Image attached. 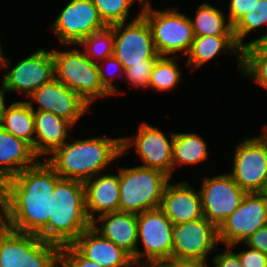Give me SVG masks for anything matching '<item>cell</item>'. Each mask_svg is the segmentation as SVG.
<instances>
[{
    "label": "cell",
    "mask_w": 267,
    "mask_h": 267,
    "mask_svg": "<svg viewBox=\"0 0 267 267\" xmlns=\"http://www.w3.org/2000/svg\"><path fill=\"white\" fill-rule=\"evenodd\" d=\"M61 177L39 160L1 185L0 222L20 233L38 235L48 224L51 196Z\"/></svg>",
    "instance_id": "1"
},
{
    "label": "cell",
    "mask_w": 267,
    "mask_h": 267,
    "mask_svg": "<svg viewBox=\"0 0 267 267\" xmlns=\"http://www.w3.org/2000/svg\"><path fill=\"white\" fill-rule=\"evenodd\" d=\"M121 137L71 139L44 160L61 178L85 182L122 157Z\"/></svg>",
    "instance_id": "2"
},
{
    "label": "cell",
    "mask_w": 267,
    "mask_h": 267,
    "mask_svg": "<svg viewBox=\"0 0 267 267\" xmlns=\"http://www.w3.org/2000/svg\"><path fill=\"white\" fill-rule=\"evenodd\" d=\"M90 226L84 182L60 178L51 196L48 224L38 236L62 247L71 245Z\"/></svg>",
    "instance_id": "3"
},
{
    "label": "cell",
    "mask_w": 267,
    "mask_h": 267,
    "mask_svg": "<svg viewBox=\"0 0 267 267\" xmlns=\"http://www.w3.org/2000/svg\"><path fill=\"white\" fill-rule=\"evenodd\" d=\"M69 50L51 49L55 78L79 94L90 106L101 97L112 96L101 84L98 65L78 45H64Z\"/></svg>",
    "instance_id": "4"
},
{
    "label": "cell",
    "mask_w": 267,
    "mask_h": 267,
    "mask_svg": "<svg viewBox=\"0 0 267 267\" xmlns=\"http://www.w3.org/2000/svg\"><path fill=\"white\" fill-rule=\"evenodd\" d=\"M119 169V211L134 214L160 207L164 189L172 179L165 173L135 165Z\"/></svg>",
    "instance_id": "5"
},
{
    "label": "cell",
    "mask_w": 267,
    "mask_h": 267,
    "mask_svg": "<svg viewBox=\"0 0 267 267\" xmlns=\"http://www.w3.org/2000/svg\"><path fill=\"white\" fill-rule=\"evenodd\" d=\"M0 267H61V247L0 222Z\"/></svg>",
    "instance_id": "6"
},
{
    "label": "cell",
    "mask_w": 267,
    "mask_h": 267,
    "mask_svg": "<svg viewBox=\"0 0 267 267\" xmlns=\"http://www.w3.org/2000/svg\"><path fill=\"white\" fill-rule=\"evenodd\" d=\"M141 15L151 29L155 49L160 56H186L194 40L190 16L178 9H156L148 6L141 9Z\"/></svg>",
    "instance_id": "7"
},
{
    "label": "cell",
    "mask_w": 267,
    "mask_h": 267,
    "mask_svg": "<svg viewBox=\"0 0 267 267\" xmlns=\"http://www.w3.org/2000/svg\"><path fill=\"white\" fill-rule=\"evenodd\" d=\"M10 63L11 60L3 53L0 68V75L3 76L0 81L8 93L20 92L28 99L35 90L55 78L52 50L42 47L14 66ZM3 69H6L5 73H2Z\"/></svg>",
    "instance_id": "8"
},
{
    "label": "cell",
    "mask_w": 267,
    "mask_h": 267,
    "mask_svg": "<svg viewBox=\"0 0 267 267\" xmlns=\"http://www.w3.org/2000/svg\"><path fill=\"white\" fill-rule=\"evenodd\" d=\"M230 176L246 193L267 188V140L260 134L245 137L234 146Z\"/></svg>",
    "instance_id": "9"
},
{
    "label": "cell",
    "mask_w": 267,
    "mask_h": 267,
    "mask_svg": "<svg viewBox=\"0 0 267 267\" xmlns=\"http://www.w3.org/2000/svg\"><path fill=\"white\" fill-rule=\"evenodd\" d=\"M168 137L158 126L147 122L140 124L136 134L121 137L122 155L135 148L141 166L159 170L171 179L173 176L172 145L174 132Z\"/></svg>",
    "instance_id": "10"
},
{
    "label": "cell",
    "mask_w": 267,
    "mask_h": 267,
    "mask_svg": "<svg viewBox=\"0 0 267 267\" xmlns=\"http://www.w3.org/2000/svg\"><path fill=\"white\" fill-rule=\"evenodd\" d=\"M172 260L208 263L216 253L218 228L205 217L173 225ZM216 246V247H215Z\"/></svg>",
    "instance_id": "11"
},
{
    "label": "cell",
    "mask_w": 267,
    "mask_h": 267,
    "mask_svg": "<svg viewBox=\"0 0 267 267\" xmlns=\"http://www.w3.org/2000/svg\"><path fill=\"white\" fill-rule=\"evenodd\" d=\"M173 225L160 208L137 214L136 261H172Z\"/></svg>",
    "instance_id": "12"
},
{
    "label": "cell",
    "mask_w": 267,
    "mask_h": 267,
    "mask_svg": "<svg viewBox=\"0 0 267 267\" xmlns=\"http://www.w3.org/2000/svg\"><path fill=\"white\" fill-rule=\"evenodd\" d=\"M61 45H78L86 36L107 25L92 0H70L49 25Z\"/></svg>",
    "instance_id": "13"
},
{
    "label": "cell",
    "mask_w": 267,
    "mask_h": 267,
    "mask_svg": "<svg viewBox=\"0 0 267 267\" xmlns=\"http://www.w3.org/2000/svg\"><path fill=\"white\" fill-rule=\"evenodd\" d=\"M113 55L121 62L124 70L132 65L144 64V60L158 59L147 20L138 18L113 25Z\"/></svg>",
    "instance_id": "14"
},
{
    "label": "cell",
    "mask_w": 267,
    "mask_h": 267,
    "mask_svg": "<svg viewBox=\"0 0 267 267\" xmlns=\"http://www.w3.org/2000/svg\"><path fill=\"white\" fill-rule=\"evenodd\" d=\"M199 193L204 217L217 228L240 205L246 192L240 188L229 173L202 179Z\"/></svg>",
    "instance_id": "15"
},
{
    "label": "cell",
    "mask_w": 267,
    "mask_h": 267,
    "mask_svg": "<svg viewBox=\"0 0 267 267\" xmlns=\"http://www.w3.org/2000/svg\"><path fill=\"white\" fill-rule=\"evenodd\" d=\"M267 224V195L246 193L239 207L218 228L219 243H243Z\"/></svg>",
    "instance_id": "16"
},
{
    "label": "cell",
    "mask_w": 267,
    "mask_h": 267,
    "mask_svg": "<svg viewBox=\"0 0 267 267\" xmlns=\"http://www.w3.org/2000/svg\"><path fill=\"white\" fill-rule=\"evenodd\" d=\"M28 98L25 101L33 111L51 112L69 121L74 127L91 109V106L79 94L70 90L56 78L43 84Z\"/></svg>",
    "instance_id": "17"
},
{
    "label": "cell",
    "mask_w": 267,
    "mask_h": 267,
    "mask_svg": "<svg viewBox=\"0 0 267 267\" xmlns=\"http://www.w3.org/2000/svg\"><path fill=\"white\" fill-rule=\"evenodd\" d=\"M159 208L174 225L204 217L199 190L186 180L167 183Z\"/></svg>",
    "instance_id": "18"
},
{
    "label": "cell",
    "mask_w": 267,
    "mask_h": 267,
    "mask_svg": "<svg viewBox=\"0 0 267 267\" xmlns=\"http://www.w3.org/2000/svg\"><path fill=\"white\" fill-rule=\"evenodd\" d=\"M86 212L92 222L98 216L119 211L120 186L117 174L103 172L84 182Z\"/></svg>",
    "instance_id": "19"
},
{
    "label": "cell",
    "mask_w": 267,
    "mask_h": 267,
    "mask_svg": "<svg viewBox=\"0 0 267 267\" xmlns=\"http://www.w3.org/2000/svg\"><path fill=\"white\" fill-rule=\"evenodd\" d=\"M91 226L136 260L137 214L122 211L105 213L94 219Z\"/></svg>",
    "instance_id": "20"
},
{
    "label": "cell",
    "mask_w": 267,
    "mask_h": 267,
    "mask_svg": "<svg viewBox=\"0 0 267 267\" xmlns=\"http://www.w3.org/2000/svg\"><path fill=\"white\" fill-rule=\"evenodd\" d=\"M72 245L87 259L103 267H128L132 257L92 226L83 231Z\"/></svg>",
    "instance_id": "21"
},
{
    "label": "cell",
    "mask_w": 267,
    "mask_h": 267,
    "mask_svg": "<svg viewBox=\"0 0 267 267\" xmlns=\"http://www.w3.org/2000/svg\"><path fill=\"white\" fill-rule=\"evenodd\" d=\"M35 119V155L41 160L51 155L57 148L70 141L68 134L73 125L51 113L45 111H33ZM69 136V137H68Z\"/></svg>",
    "instance_id": "22"
},
{
    "label": "cell",
    "mask_w": 267,
    "mask_h": 267,
    "mask_svg": "<svg viewBox=\"0 0 267 267\" xmlns=\"http://www.w3.org/2000/svg\"><path fill=\"white\" fill-rule=\"evenodd\" d=\"M39 160L27 142L0 127V185Z\"/></svg>",
    "instance_id": "23"
},
{
    "label": "cell",
    "mask_w": 267,
    "mask_h": 267,
    "mask_svg": "<svg viewBox=\"0 0 267 267\" xmlns=\"http://www.w3.org/2000/svg\"><path fill=\"white\" fill-rule=\"evenodd\" d=\"M221 53H231L236 57L237 69L241 72L242 48L235 41L234 36H194L191 48L186 55V67L189 70L200 69Z\"/></svg>",
    "instance_id": "24"
},
{
    "label": "cell",
    "mask_w": 267,
    "mask_h": 267,
    "mask_svg": "<svg viewBox=\"0 0 267 267\" xmlns=\"http://www.w3.org/2000/svg\"><path fill=\"white\" fill-rule=\"evenodd\" d=\"M207 142L197 133L174 132L172 145L173 173L182 165H197L208 160Z\"/></svg>",
    "instance_id": "25"
},
{
    "label": "cell",
    "mask_w": 267,
    "mask_h": 267,
    "mask_svg": "<svg viewBox=\"0 0 267 267\" xmlns=\"http://www.w3.org/2000/svg\"><path fill=\"white\" fill-rule=\"evenodd\" d=\"M1 127L27 142L35 154V119L33 110L26 101L10 102Z\"/></svg>",
    "instance_id": "26"
},
{
    "label": "cell",
    "mask_w": 267,
    "mask_h": 267,
    "mask_svg": "<svg viewBox=\"0 0 267 267\" xmlns=\"http://www.w3.org/2000/svg\"><path fill=\"white\" fill-rule=\"evenodd\" d=\"M194 18L190 17L194 36H234L227 15L208 2H201Z\"/></svg>",
    "instance_id": "27"
},
{
    "label": "cell",
    "mask_w": 267,
    "mask_h": 267,
    "mask_svg": "<svg viewBox=\"0 0 267 267\" xmlns=\"http://www.w3.org/2000/svg\"><path fill=\"white\" fill-rule=\"evenodd\" d=\"M180 57L160 56L152 69L149 89L162 93L172 91L182 82Z\"/></svg>",
    "instance_id": "28"
},
{
    "label": "cell",
    "mask_w": 267,
    "mask_h": 267,
    "mask_svg": "<svg viewBox=\"0 0 267 267\" xmlns=\"http://www.w3.org/2000/svg\"><path fill=\"white\" fill-rule=\"evenodd\" d=\"M267 26V0H258L234 25L233 33L237 44L248 46L246 36Z\"/></svg>",
    "instance_id": "29"
},
{
    "label": "cell",
    "mask_w": 267,
    "mask_h": 267,
    "mask_svg": "<svg viewBox=\"0 0 267 267\" xmlns=\"http://www.w3.org/2000/svg\"><path fill=\"white\" fill-rule=\"evenodd\" d=\"M240 74L267 91V54L255 45L242 48Z\"/></svg>",
    "instance_id": "30"
},
{
    "label": "cell",
    "mask_w": 267,
    "mask_h": 267,
    "mask_svg": "<svg viewBox=\"0 0 267 267\" xmlns=\"http://www.w3.org/2000/svg\"><path fill=\"white\" fill-rule=\"evenodd\" d=\"M113 45V25L86 36L78 44L79 47L83 48L85 55L96 64L113 56Z\"/></svg>",
    "instance_id": "31"
},
{
    "label": "cell",
    "mask_w": 267,
    "mask_h": 267,
    "mask_svg": "<svg viewBox=\"0 0 267 267\" xmlns=\"http://www.w3.org/2000/svg\"><path fill=\"white\" fill-rule=\"evenodd\" d=\"M103 22L107 26L117 23L128 22L138 18L141 15V9L135 17L128 20L135 0H92Z\"/></svg>",
    "instance_id": "32"
},
{
    "label": "cell",
    "mask_w": 267,
    "mask_h": 267,
    "mask_svg": "<svg viewBox=\"0 0 267 267\" xmlns=\"http://www.w3.org/2000/svg\"><path fill=\"white\" fill-rule=\"evenodd\" d=\"M97 65L99 70L100 81L101 84L104 86V88L113 96L114 95L118 96V94L119 96L126 94L125 91L123 92V90L118 89L119 87L114 85L115 78L117 79L121 76H123L122 78H124L125 70L121 62L113 55L108 58H105L102 62L98 63Z\"/></svg>",
    "instance_id": "33"
},
{
    "label": "cell",
    "mask_w": 267,
    "mask_h": 267,
    "mask_svg": "<svg viewBox=\"0 0 267 267\" xmlns=\"http://www.w3.org/2000/svg\"><path fill=\"white\" fill-rule=\"evenodd\" d=\"M156 60H144V64L127 67L124 71V81L132 88L149 89L150 76Z\"/></svg>",
    "instance_id": "34"
},
{
    "label": "cell",
    "mask_w": 267,
    "mask_h": 267,
    "mask_svg": "<svg viewBox=\"0 0 267 267\" xmlns=\"http://www.w3.org/2000/svg\"><path fill=\"white\" fill-rule=\"evenodd\" d=\"M61 267H103L85 258L72 244L61 247Z\"/></svg>",
    "instance_id": "35"
},
{
    "label": "cell",
    "mask_w": 267,
    "mask_h": 267,
    "mask_svg": "<svg viewBox=\"0 0 267 267\" xmlns=\"http://www.w3.org/2000/svg\"><path fill=\"white\" fill-rule=\"evenodd\" d=\"M240 244L246 247V249L244 248V250L236 252L239 256L242 267H267V254L256 249H252L244 243L232 244L229 246L232 249H236V246Z\"/></svg>",
    "instance_id": "36"
},
{
    "label": "cell",
    "mask_w": 267,
    "mask_h": 267,
    "mask_svg": "<svg viewBox=\"0 0 267 267\" xmlns=\"http://www.w3.org/2000/svg\"><path fill=\"white\" fill-rule=\"evenodd\" d=\"M258 0H229L227 18L233 26Z\"/></svg>",
    "instance_id": "37"
},
{
    "label": "cell",
    "mask_w": 267,
    "mask_h": 267,
    "mask_svg": "<svg viewBox=\"0 0 267 267\" xmlns=\"http://www.w3.org/2000/svg\"><path fill=\"white\" fill-rule=\"evenodd\" d=\"M212 262L215 267H242L238 254L229 245H225L221 253L214 255Z\"/></svg>",
    "instance_id": "38"
},
{
    "label": "cell",
    "mask_w": 267,
    "mask_h": 267,
    "mask_svg": "<svg viewBox=\"0 0 267 267\" xmlns=\"http://www.w3.org/2000/svg\"><path fill=\"white\" fill-rule=\"evenodd\" d=\"M246 246L267 254V224L256 230L243 242Z\"/></svg>",
    "instance_id": "39"
},
{
    "label": "cell",
    "mask_w": 267,
    "mask_h": 267,
    "mask_svg": "<svg viewBox=\"0 0 267 267\" xmlns=\"http://www.w3.org/2000/svg\"><path fill=\"white\" fill-rule=\"evenodd\" d=\"M164 267H210L206 263L200 262H189V261H169L164 262Z\"/></svg>",
    "instance_id": "40"
},
{
    "label": "cell",
    "mask_w": 267,
    "mask_h": 267,
    "mask_svg": "<svg viewBox=\"0 0 267 267\" xmlns=\"http://www.w3.org/2000/svg\"><path fill=\"white\" fill-rule=\"evenodd\" d=\"M0 127L2 126L4 115L6 112V109L8 107V104L6 103V94L8 93L6 89L4 88L2 82H0Z\"/></svg>",
    "instance_id": "41"
},
{
    "label": "cell",
    "mask_w": 267,
    "mask_h": 267,
    "mask_svg": "<svg viewBox=\"0 0 267 267\" xmlns=\"http://www.w3.org/2000/svg\"><path fill=\"white\" fill-rule=\"evenodd\" d=\"M249 45H255L259 50L267 54V31L258 38L248 41V46Z\"/></svg>",
    "instance_id": "42"
},
{
    "label": "cell",
    "mask_w": 267,
    "mask_h": 267,
    "mask_svg": "<svg viewBox=\"0 0 267 267\" xmlns=\"http://www.w3.org/2000/svg\"><path fill=\"white\" fill-rule=\"evenodd\" d=\"M128 267H164V262L132 260Z\"/></svg>",
    "instance_id": "43"
},
{
    "label": "cell",
    "mask_w": 267,
    "mask_h": 267,
    "mask_svg": "<svg viewBox=\"0 0 267 267\" xmlns=\"http://www.w3.org/2000/svg\"><path fill=\"white\" fill-rule=\"evenodd\" d=\"M135 1L139 4L140 9L152 6L151 0H135Z\"/></svg>",
    "instance_id": "44"
},
{
    "label": "cell",
    "mask_w": 267,
    "mask_h": 267,
    "mask_svg": "<svg viewBox=\"0 0 267 267\" xmlns=\"http://www.w3.org/2000/svg\"><path fill=\"white\" fill-rule=\"evenodd\" d=\"M262 128L263 129L261 131L262 132L261 135L267 140V123L264 124Z\"/></svg>",
    "instance_id": "45"
},
{
    "label": "cell",
    "mask_w": 267,
    "mask_h": 267,
    "mask_svg": "<svg viewBox=\"0 0 267 267\" xmlns=\"http://www.w3.org/2000/svg\"><path fill=\"white\" fill-rule=\"evenodd\" d=\"M1 38H0V68H1V61H2V56H3V53H5V52H3V46L1 45Z\"/></svg>",
    "instance_id": "46"
},
{
    "label": "cell",
    "mask_w": 267,
    "mask_h": 267,
    "mask_svg": "<svg viewBox=\"0 0 267 267\" xmlns=\"http://www.w3.org/2000/svg\"><path fill=\"white\" fill-rule=\"evenodd\" d=\"M0 201H1V185H0Z\"/></svg>",
    "instance_id": "47"
}]
</instances>
